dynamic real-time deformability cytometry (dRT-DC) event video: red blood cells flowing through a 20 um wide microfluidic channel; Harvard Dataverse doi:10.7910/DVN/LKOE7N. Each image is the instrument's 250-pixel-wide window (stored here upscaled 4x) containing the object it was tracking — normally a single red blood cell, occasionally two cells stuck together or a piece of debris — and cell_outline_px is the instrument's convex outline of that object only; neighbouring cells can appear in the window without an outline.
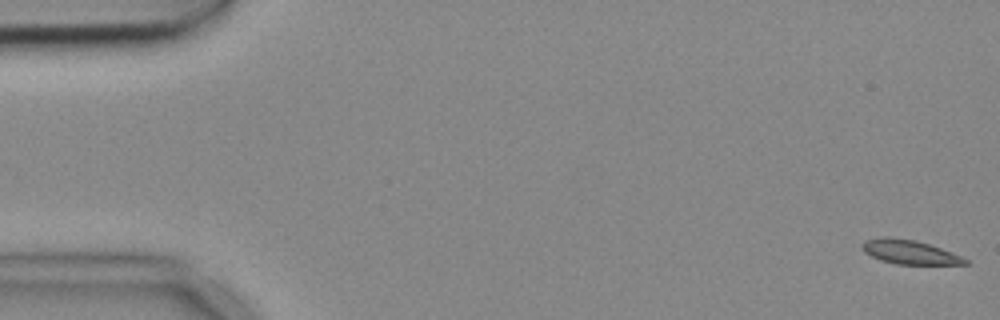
{"species": "common noctule bat (a hibernating species)", "species_latin": "Nyctalus noctula", "temperature_condition": "cold", "stored_images_in_passage": 4, "camera_frame_rate_fps": 3000, "um_per_image_px": 0.085, "animal": {"sex": "female", "body_mass_g": 18.4}, "frame": {"image": 1, "passage_image": 1, "time_ms": 0.0, "image_size_px": [1000, 320], "cell_outline_px": [[968, 264], [896, 264], [880, 260], [864, 252], [860, 248], [860, 244], [864, 240], [880, 236], [888, 236], [916, 240], [940, 248], [960, 256], [968, 260]], "centroid_in_image_um": [77.22, 21.4], "position_along_channel_um": 7.8, "area_um2": 14.51}}
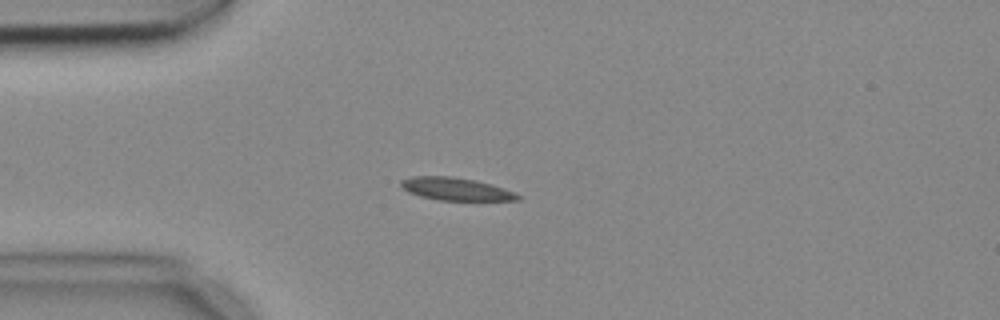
{"frame": {"image": 2, "passage_image": 4, "time_ms": 1.0, "image_size_px": [1000, 320], "cell_outline_px": [[520, 200], [440, 200], [420, 196], [408, 192], [400, 184], [400, 180], [412, 176], [452, 176], [476, 180], [512, 192], [520, 196]], "centroid_in_image_um": [38.67, 16.06], "position_along_channel_um": 46.3, "area_um2": 15.14}}